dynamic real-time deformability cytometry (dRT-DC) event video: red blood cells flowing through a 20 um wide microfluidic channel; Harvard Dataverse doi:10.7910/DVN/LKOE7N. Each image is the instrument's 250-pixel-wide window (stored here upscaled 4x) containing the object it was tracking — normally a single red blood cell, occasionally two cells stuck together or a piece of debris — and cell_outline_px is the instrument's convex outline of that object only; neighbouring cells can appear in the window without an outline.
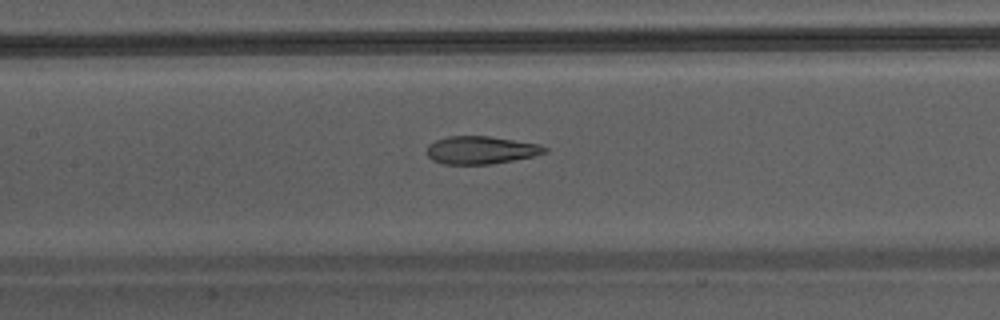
{"species": "Egyptian fruit bat (a non-hibernating species)", "species_latin": "Rousettus aegyptiacus", "temperature_condition": "warm", "stored_images_in_passage": 33, "camera_frame_rate_fps": 3000, "um_per_image_px": 0.085, "animal": {"sex": "male"}, "frame": {"image": 1, "passage_image": 10, "time_ms": 3.0, "image_size_px": [1000, 320], "cell_outline_px": [[548, 152], [532, 156], [492, 164], [444, 164], [432, 160], [428, 156], [428, 144], [436, 140], [448, 136], [488, 136], [540, 144], [548, 148]], "centroid_in_image_um": [40.88, 12.75], "position_along_channel_um": 166.5, "area_um2": 19.02}}